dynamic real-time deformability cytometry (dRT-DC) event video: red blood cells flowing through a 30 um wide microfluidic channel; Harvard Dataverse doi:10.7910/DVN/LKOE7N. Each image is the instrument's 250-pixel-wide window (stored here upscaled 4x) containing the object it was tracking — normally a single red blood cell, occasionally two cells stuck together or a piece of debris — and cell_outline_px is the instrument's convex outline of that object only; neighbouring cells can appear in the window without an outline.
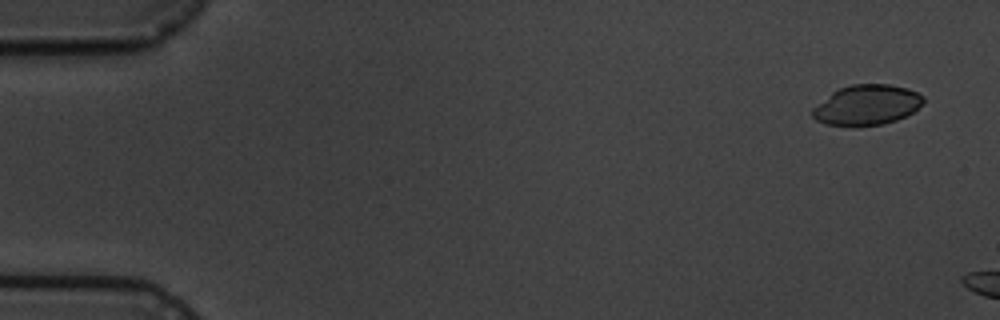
{"species": "common noctule bat (a hibernating species)", "species_latin": "Nyctalus noctula", "temperature_condition": "cold", "stored_images_in_passage": 3, "camera_frame_rate_fps": 3000, "um_per_image_px": 0.085, "animal": {"sex": "male", "body_mass_g": 19.5, "forearm_length_mm": 54.6}, "frame": {"image": 1, "passage_image": 1, "time_ms": 0.0, "image_size_px": [1000, 320], "cell_outline_px": [[924, 100], [912, 112], [896, 120], [884, 124], [856, 128], [824, 124], [816, 120], [812, 116], [812, 108], [832, 92], [840, 88], [852, 84], [888, 84], [908, 88], [924, 96]], "centroid_in_image_um": [73.64, 8.95], "position_along_channel_um": 11.4, "area_um2": 26.24}}